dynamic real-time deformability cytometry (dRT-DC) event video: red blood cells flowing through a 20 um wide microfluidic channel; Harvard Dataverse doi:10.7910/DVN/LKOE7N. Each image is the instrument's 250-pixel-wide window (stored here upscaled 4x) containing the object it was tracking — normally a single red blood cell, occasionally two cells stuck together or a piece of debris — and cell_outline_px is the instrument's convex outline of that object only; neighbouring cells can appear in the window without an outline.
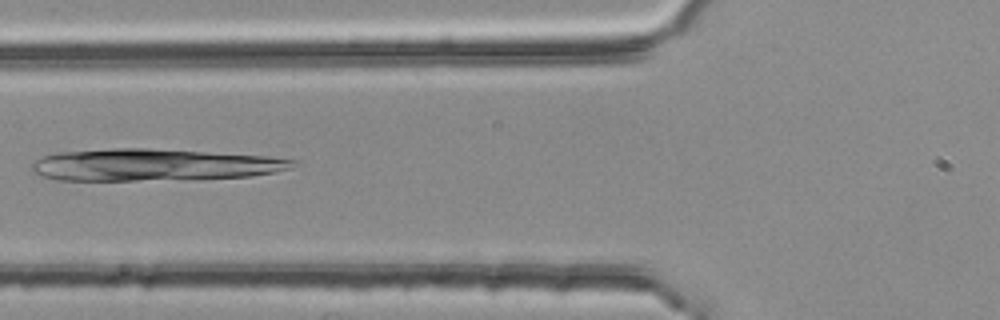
{"species": "common noctule bat (a hibernating species)", "species_latin": "Nyctalus noctula", "temperature_condition": "room temperature", "stored_images_in_passage": 53, "camera_frame_rate_fps": 3000, "um_per_image_px": 0.085, "animal": {"sex": "female", "body_mass_g": 25.1}, "frame": {"image": 1, "passage_image": 20, "time_ms": 6.333, "image_size_px": [1000, 320], "cell_outline_px": [[296, 160], [292, 168], [252, 176], [136, 180], [60, 180], [40, 176], [32, 172], [32, 164], [36, 160], [44, 156], [56, 152], [116, 148], [148, 148], [268, 156]], "centroid_in_image_um": [13.01, 14.0], "position_along_channel_um": 112.8, "area_um2": 48.09}}
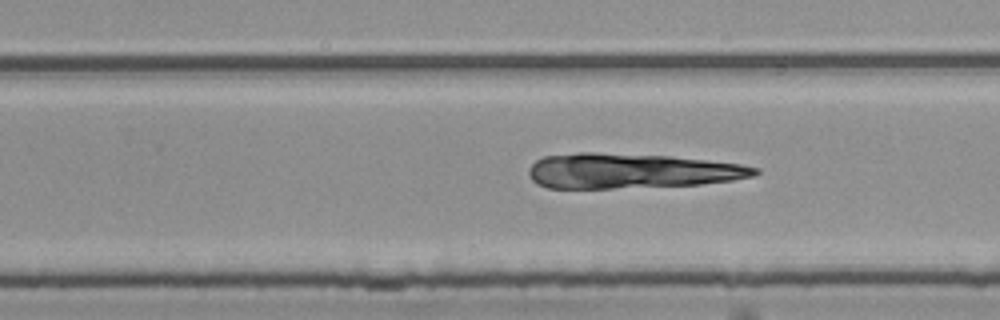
{"frame": {"image": 2, "passage_image": 33, "time_ms": 10.667, "image_size_px": [1000, 320], "cell_outline_px": [[760, 172], [752, 176], [732, 180], [700, 184], [612, 188], [548, 188], [536, 184], [528, 176], [528, 168], [536, 160], [544, 156], [580, 152], [596, 152], [672, 156], [740, 164], [760, 168]], "centroid_in_image_um": [53.59, 14.52], "position_along_channel_um": 276.2, "area_um2": 46.18}}
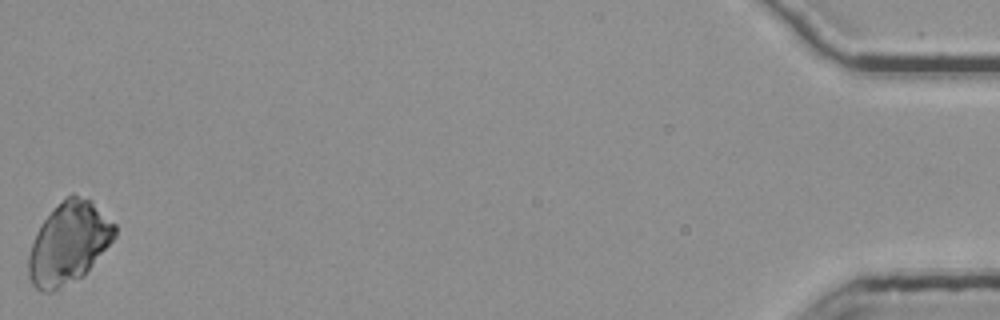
{"frame": {"image": 3, "passage_image": 53, "time_ms": 17.333, "image_size_px": [1000, 320], "cell_outline_px": [[116, 236], [84, 276], [52, 292], [40, 292], [32, 284], [28, 276], [28, 256], [36, 232], [40, 224], [72, 192], [92, 200], [116, 224]], "centroid_in_image_um": [5.85, 20.68], "position_along_channel_um": 429.3, "area_um2": 41.04}}